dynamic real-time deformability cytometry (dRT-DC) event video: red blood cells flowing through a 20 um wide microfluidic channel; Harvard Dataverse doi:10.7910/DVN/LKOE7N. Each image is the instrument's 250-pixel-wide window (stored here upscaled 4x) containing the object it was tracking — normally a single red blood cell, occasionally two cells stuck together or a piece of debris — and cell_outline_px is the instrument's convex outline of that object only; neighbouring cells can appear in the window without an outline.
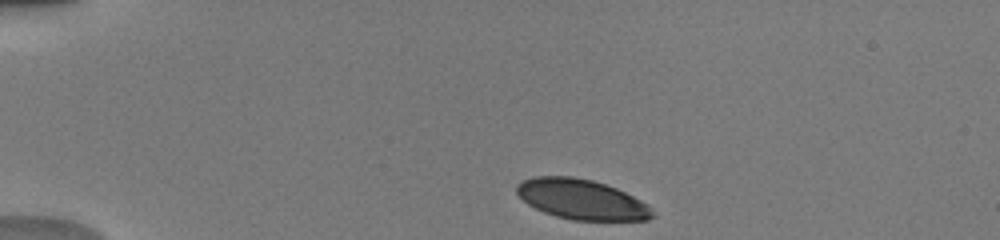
{"species": "human", "species_latin": "Homo sapiens", "temperature_condition": "warm", "stored_images_in_passage": 41, "camera_frame_rate_fps": 3000, "um_per_image_px": 0.085, "donor": {"sex": "male"}, "frame": {"image": 1, "passage_image": 1, "time_ms": 0.0, "image_size_px": [1000, 240], "cell_outline_px": [[656, 216], [648, 220], [572, 220], [556, 216], [544, 212], [528, 204], [516, 192], [516, 184], [524, 180], [536, 176], [572, 176], [592, 180], [616, 188], [648, 204], [652, 208]], "centroid_in_image_um": [49.45, 16.95], "position_along_channel_um": 35.5, "area_um2": 31.62}}
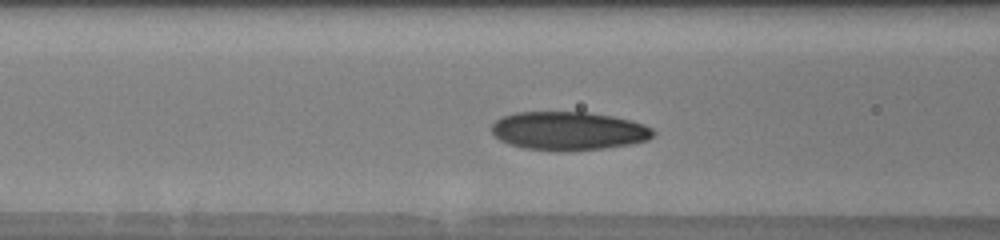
{"frame": {"image": 2, "passage_image": 12, "time_ms": 3.667, "image_size_px": [1000, 240], "cell_outline_px": [[656, 132], [648, 140], [628, 144], [604, 148], [564, 152], [556, 152], [524, 148], [508, 144], [500, 140], [492, 132], [492, 124], [496, 120], [504, 116], [516, 112], [588, 112], [612, 116], [632, 120], [644, 124], [652, 128]], "centroid_in_image_um": [48.33, 11.13], "position_along_channel_um": 118.3, "area_um2": 36.53}}
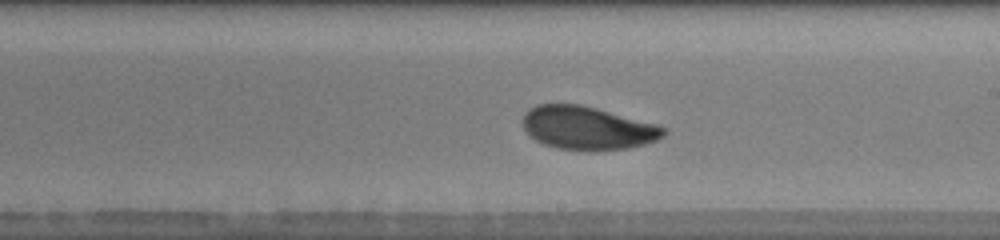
{"frame": {"image": 3, "passage_image": 21, "time_ms": 6.667, "image_size_px": [1000, 240], "cell_outline_px": [[668, 132], [664, 136], [656, 140], [644, 144], [624, 148], [556, 148], [544, 144], [536, 140], [524, 128], [524, 116], [528, 108], [536, 104], [580, 104], [660, 124]], "centroid_in_image_um": [49.97, 10.83], "position_along_channel_um": 239.0, "area_um2": 34.74}, "authors_computed_cell_mechanics": {"area_um2": 34.68, "velocity_mm_per_s": 4.022, "shape_relaxation_time_tau1_ms": 2.8447, "shape_relaxation_time_tau2_ms": 2.5396, "deformation_change_tau1": 0.1226, "deformation_change_tau2": 0.0724}}